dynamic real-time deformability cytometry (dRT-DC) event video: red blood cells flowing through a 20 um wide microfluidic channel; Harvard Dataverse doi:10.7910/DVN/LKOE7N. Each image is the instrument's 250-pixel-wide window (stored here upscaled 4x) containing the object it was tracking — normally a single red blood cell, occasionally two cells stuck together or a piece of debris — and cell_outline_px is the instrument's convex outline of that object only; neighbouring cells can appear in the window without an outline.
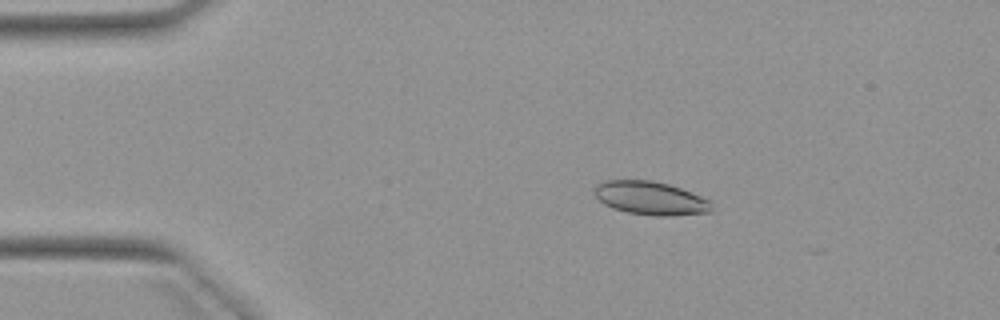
{"species": "Egyptian fruit bat (a non-hibernating species)", "species_latin": "Rousettus aegyptiacus", "temperature_condition": "warm", "stored_images_in_passage": 4, "camera_frame_rate_fps": 3000, "um_per_image_px": 0.085, "animal": {"sex": "female"}, "frame": {"image": 1, "passage_image": 1, "time_ms": 0.0, "image_size_px": [1000, 320], "cell_outline_px": [[712, 212], [672, 216], [656, 216], [628, 212], [612, 208], [604, 204], [592, 192], [592, 188], [596, 184], [604, 180], [652, 180], [668, 184], [680, 188], [712, 200]], "centroid_in_image_um": [55.29, 16.84], "position_along_channel_um": 29.7, "area_um2": 23.12}}
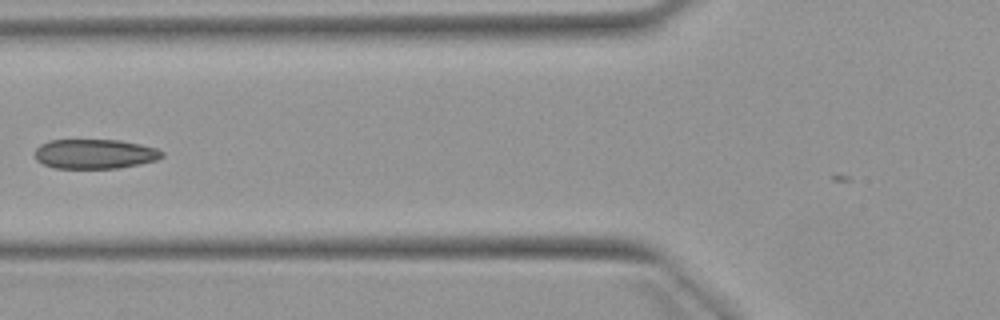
{"frame": {"image": 2, "passage_image": 4, "time_ms": 3.667, "image_size_px": [1000, 320], "cell_outline_px": [[164, 156], [156, 160], [140, 164], [120, 168], [56, 168], [44, 164], [36, 160], [36, 148], [40, 144], [48, 140], [120, 140], [140, 144], [156, 148], [164, 152]], "centroid_in_image_um": [8.08, 13.08], "position_along_channel_um": 117.7, "area_um2": 21.96}}